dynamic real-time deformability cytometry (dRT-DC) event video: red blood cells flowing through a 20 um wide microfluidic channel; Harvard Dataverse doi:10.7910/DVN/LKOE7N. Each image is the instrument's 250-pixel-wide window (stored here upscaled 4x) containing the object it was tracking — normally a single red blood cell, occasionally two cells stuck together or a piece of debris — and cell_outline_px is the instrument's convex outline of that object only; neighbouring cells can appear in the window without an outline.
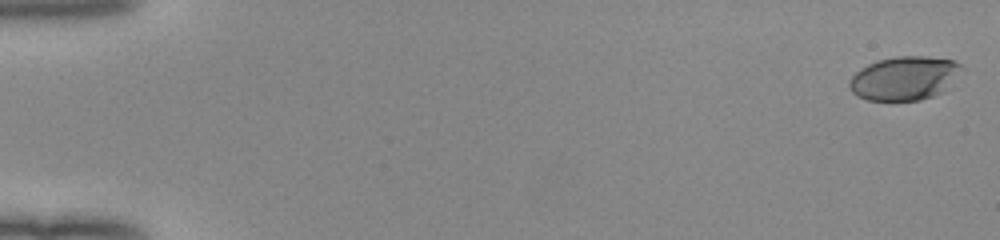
{"species": "human", "species_latin": "Homo sapiens", "temperature_condition": "room temperature", "stored_images_in_passage": 50, "camera_frame_rate_fps": 3000, "um_per_image_px": 0.085, "donor": {"sex": "female"}, "frame": {"image": 1, "passage_image": 1, "time_ms": 0.0, "image_size_px": [1000, 240], "cell_outline_px": [[964, 68], [944, 92], [920, 100], [868, 100], [856, 96], [848, 88], [848, 80], [860, 68], [876, 60], [896, 56], [928, 56], [952, 60], [960, 64]], "centroid_in_image_um": [76.85, 6.64], "position_along_channel_um": 8.1, "area_um2": 28.9}}
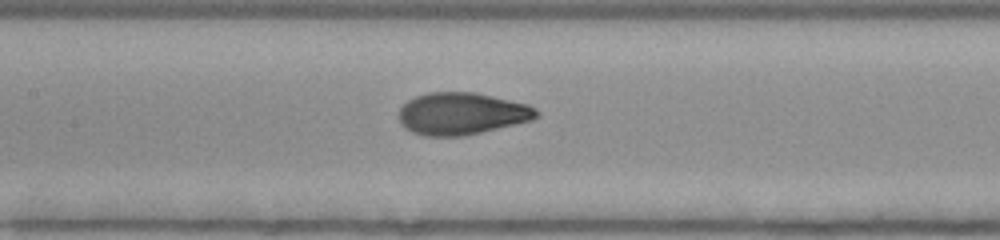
{"frame": {"image": 2, "passage_image": 26, "time_ms": 8.333, "image_size_px": [1000, 240], "cell_outline_px": [[540, 116], [532, 120], [464, 136], [424, 136], [412, 132], [404, 128], [400, 124], [396, 116], [400, 108], [408, 100], [416, 96], [428, 92], [476, 92], [528, 104], [536, 108], [540, 112]], "centroid_in_image_um": [39.22, 9.66], "position_along_channel_um": 168.2, "area_um2": 34.16}}
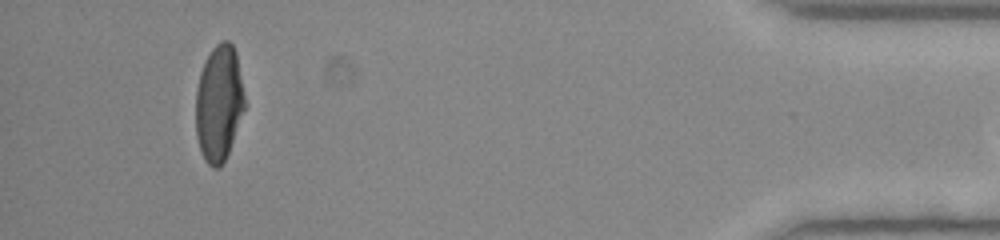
{"frame": {"image": 3, "passage_image": 49, "time_ms": 16.0, "image_size_px": [1000, 240], "cell_outline_px": [[244, 108], [228, 152], [220, 168], [212, 168], [204, 160], [200, 152], [196, 136], [196, 88], [200, 72], [212, 48], [220, 40], [228, 40], [232, 44], [236, 52], [244, 96]], "centroid_in_image_um": [18.58, 8.78], "position_along_channel_um": 416.6, "area_um2": 32.89}}